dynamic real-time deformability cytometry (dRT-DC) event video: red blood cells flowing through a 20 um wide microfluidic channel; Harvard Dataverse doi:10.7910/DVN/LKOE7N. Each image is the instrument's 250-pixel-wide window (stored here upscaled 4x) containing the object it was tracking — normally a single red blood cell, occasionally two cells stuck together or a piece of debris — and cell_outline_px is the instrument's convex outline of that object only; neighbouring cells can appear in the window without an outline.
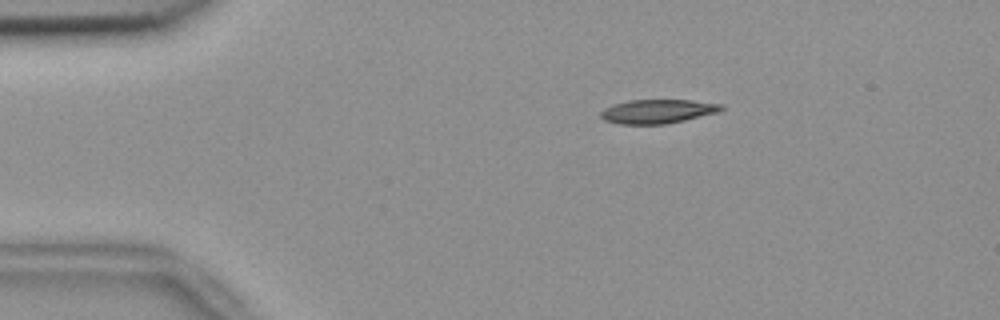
{"species": "common noctule bat (a hibernating species)", "species_latin": "Nyctalus noctula", "temperature_condition": "room temperature", "stored_images_in_passage": 55, "camera_frame_rate_fps": 3000, "um_per_image_px": 0.085, "animal": {"sex": "female", "body_mass_g": 18.4}, "frame": {"image": 1, "passage_image": 10, "time_ms": 3.0, "image_size_px": [1000, 320], "cell_outline_px": [[724, 108], [716, 112], [684, 120], [664, 124], [620, 124], [604, 120], [600, 116], [600, 112], [604, 108], [612, 104], [628, 100], [692, 100], [724, 104]], "centroid_in_image_um": [55.86, 9.46], "position_along_channel_um": 29.1, "area_um2": 16.82}}
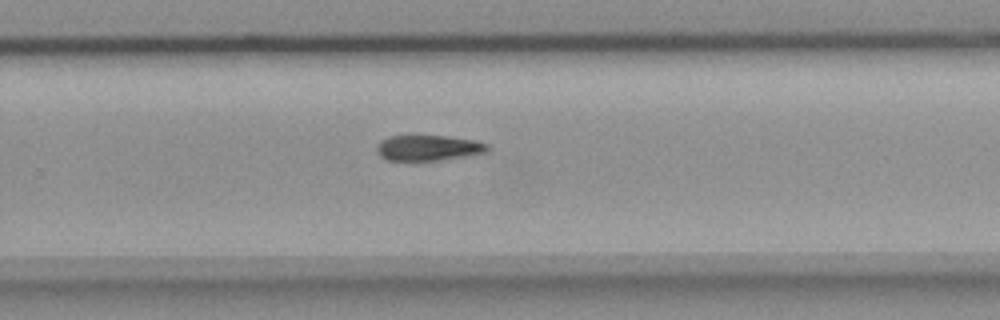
{"frame": {"image": 2, "passage_image": 36, "time_ms": 11.667, "image_size_px": [1000, 320], "cell_outline_px": [[492, 148], [488, 152], [440, 160], [388, 160], [380, 156], [376, 152], [376, 144], [380, 140], [388, 136], [408, 132], [420, 132], [476, 140], [488, 144]], "centroid_in_image_um": [36.36, 12.49], "position_along_channel_um": 293.4, "area_um2": 17.69}}
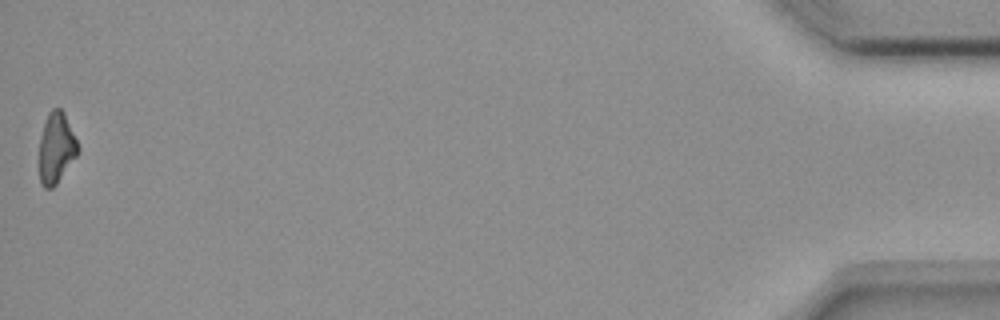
{"frame": {"image": 3, "passage_image": 55, "time_ms": 18.0, "image_size_px": [1000, 320], "cell_outline_px": [[80, 148], [76, 156], [56, 184], [52, 188], [44, 188], [40, 184], [40, 136], [48, 112], [52, 108], [60, 108], [64, 112]], "centroid_in_image_um": [4.78, 12.56], "position_along_channel_um": 430.4, "area_um2": 15.78}}